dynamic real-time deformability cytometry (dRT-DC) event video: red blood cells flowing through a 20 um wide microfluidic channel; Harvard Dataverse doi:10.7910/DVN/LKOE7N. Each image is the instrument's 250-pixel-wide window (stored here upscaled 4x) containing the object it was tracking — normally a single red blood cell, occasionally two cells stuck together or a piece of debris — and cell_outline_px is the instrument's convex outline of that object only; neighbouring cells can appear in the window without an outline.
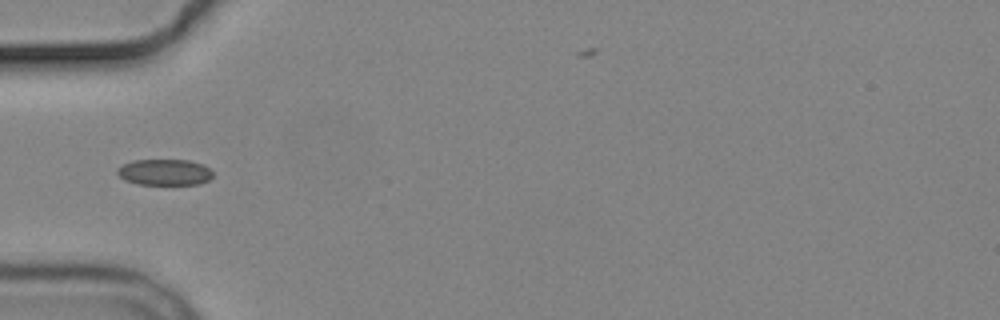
{"species": "common noctule bat (a hibernating species)", "species_latin": "Nyctalus noctula", "temperature_condition": "cold", "stored_images_in_passage": 7, "camera_frame_rate_fps": 3000, "um_per_image_px": 0.085, "animal": {"sex": "male", "body_mass_g": 19.2, "forearm_length_mm": 51.8}, "frame": {"image": 1, "passage_image": 5, "time_ms": 4.667, "image_size_px": [1000, 320], "cell_outline_px": [[212, 176], [208, 180], [200, 184], [136, 184], [124, 180], [116, 172], [116, 168], [132, 160], [188, 160], [204, 164], [212, 172]], "centroid_in_image_um": [13.97, 14.63], "position_along_channel_um": 71.0, "area_um2": 14.57}}
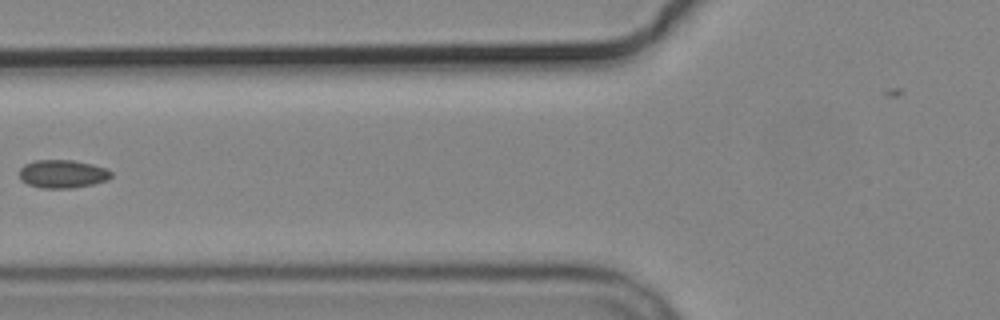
{"frame": {"image": 2, "passage_image": 6, "time_ms": 6.0, "image_size_px": [1000, 320], "cell_outline_px": [[112, 176], [108, 180], [92, 184], [68, 188], [40, 188], [28, 184], [20, 180], [20, 168], [24, 164], [36, 160], [72, 160], [92, 164], [104, 168], [112, 172]], "centroid_in_image_um": [5.3, 14.78], "position_along_channel_um": 120.5, "area_um2": 15.03}}
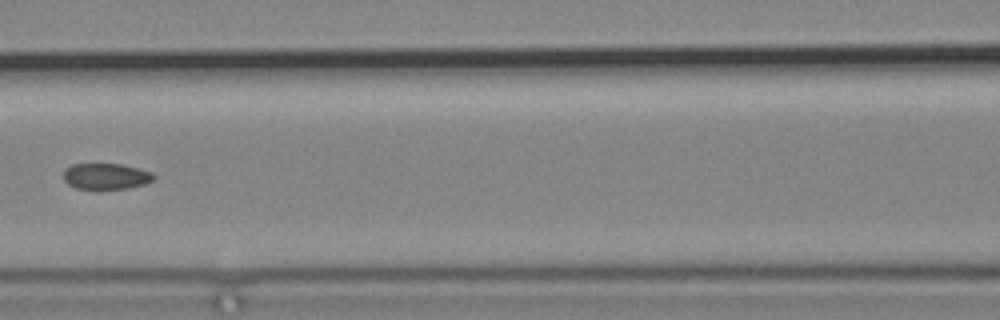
{"frame": {"image": 3, "passage_image": 7, "time_ms": 7.0, "image_size_px": [1000, 320], "cell_outline_px": [[156, 176], [152, 180], [144, 184], [128, 188], [76, 188], [68, 184], [64, 180], [64, 168], [72, 164], [120, 164], [152, 172]], "centroid_in_image_um": [8.99, 14.97], "position_along_channel_um": 157.6, "area_um2": 13.47}}